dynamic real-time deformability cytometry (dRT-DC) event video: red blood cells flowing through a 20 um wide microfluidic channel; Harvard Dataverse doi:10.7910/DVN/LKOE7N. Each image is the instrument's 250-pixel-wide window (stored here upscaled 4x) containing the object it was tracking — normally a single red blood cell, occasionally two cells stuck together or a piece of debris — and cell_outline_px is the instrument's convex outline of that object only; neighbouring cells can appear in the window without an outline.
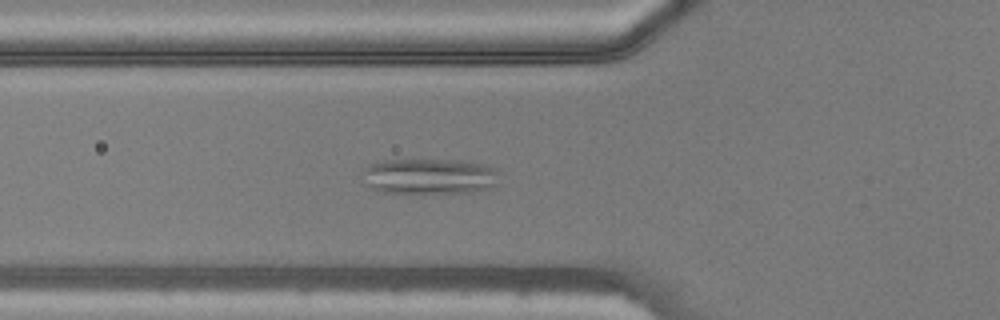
{"species": "common noctule bat (a hibernating species)", "species_latin": "Nyctalus noctula", "temperature_condition": "warm", "stored_images_in_passage": 47, "camera_frame_rate_fps": 3000, "um_per_image_px": 0.085, "animal": {"sex": "male", "body_mass_g": 20.5, "forearm_length_mm": 52.5}, "frame": {"image": 1, "passage_image": 17, "time_ms": 5.333, "image_size_px": [1000, 320], "cell_outline_px": [[500, 172], [496, 184], [480, 192], [376, 192], [368, 188], [360, 172], [368, 164], [384, 160], [460, 160], [480, 164], [496, 168]], "centroid_in_image_um": [36.46, 14.98], "position_along_channel_um": 89.3, "area_um2": 28.73}}
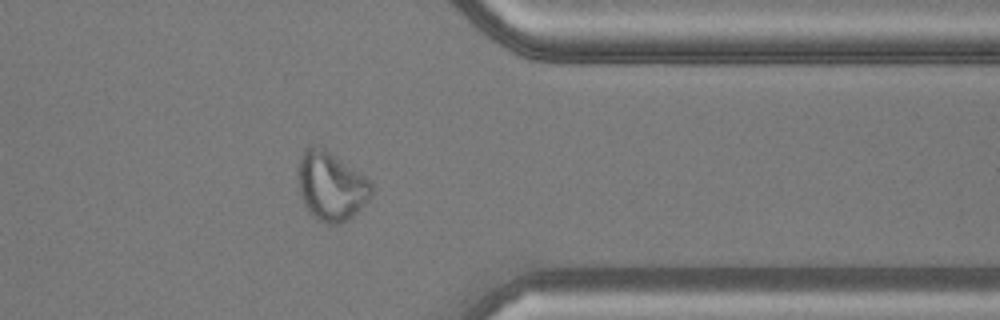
{"frame": {"image": 2, "passage_image": 38, "time_ms": 12.333, "image_size_px": [1000, 320], "cell_outline_px": [[372, 192], [368, 200], [352, 216], [336, 224], [328, 224], [316, 220], [308, 212], [300, 196], [300, 156], [304, 148], [308, 144], [324, 148], [364, 176], [372, 184]], "centroid_in_image_um": [28.12, 15.83], "position_along_channel_um": 383.3, "area_um2": 28.9}}
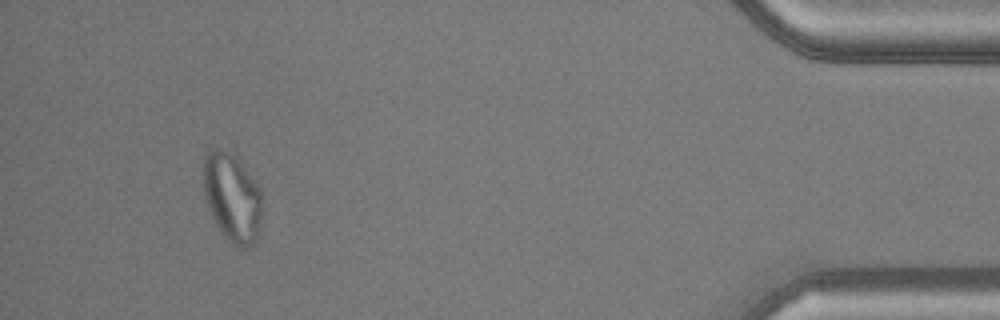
{"frame": {"image": 3, "passage_image": 44, "time_ms": 14.333, "image_size_px": [1000, 320], "cell_outline_px": [[264, 196], [260, 228], [256, 244], [248, 248], [236, 248], [224, 236], [216, 224], [212, 216], [204, 196], [204, 160], [208, 152], [212, 148], [232, 152], [236, 156], [260, 188]], "centroid_in_image_um": [19.79, 16.84], "position_along_channel_um": 415.4, "area_um2": 30.87}}